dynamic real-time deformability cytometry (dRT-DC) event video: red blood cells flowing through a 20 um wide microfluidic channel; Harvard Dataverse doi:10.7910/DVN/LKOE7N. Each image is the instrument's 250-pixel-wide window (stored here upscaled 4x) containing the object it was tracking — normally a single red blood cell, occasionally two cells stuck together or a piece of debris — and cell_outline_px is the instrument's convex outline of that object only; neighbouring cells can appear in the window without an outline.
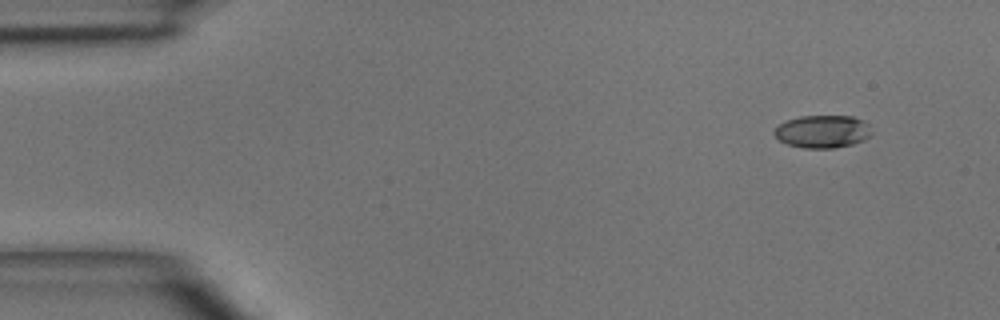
{"species": "common noctule bat (a hibernating species)", "species_latin": "Nyctalus noctula", "temperature_condition": "room temperature", "stored_images_in_passage": 4, "camera_frame_rate_fps": 3000, "um_per_image_px": 0.085, "animal": {"sex": "male", "body_mass_g": 15.6}, "frame": {"image": 1, "passage_image": 1, "time_ms": 0.0, "image_size_px": [1000, 320], "cell_outline_px": [[872, 136], [864, 140], [852, 144], [832, 148], [804, 148], [788, 144], [780, 140], [772, 132], [780, 124], [788, 120], [800, 116], [852, 116], [864, 120], [868, 124]], "centroid_in_image_um": [69.95, 11.17], "position_along_channel_um": 15.1, "area_um2": 18.5}}
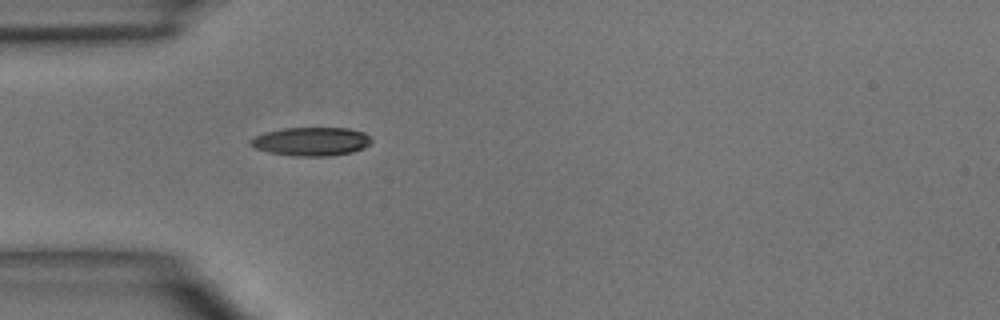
{"frame": {"image": 2, "passage_image": 4, "time_ms": 3.333, "image_size_px": [1000, 320], "cell_outline_px": [[372, 140], [364, 148], [352, 152], [332, 156], [292, 156], [268, 152], [256, 148], [248, 144], [248, 140], [256, 136], [268, 132], [284, 128], [348, 128], [364, 132]], "centroid_in_image_um": [26.45, 12.03], "position_along_channel_um": 58.5, "area_um2": 20.11}}